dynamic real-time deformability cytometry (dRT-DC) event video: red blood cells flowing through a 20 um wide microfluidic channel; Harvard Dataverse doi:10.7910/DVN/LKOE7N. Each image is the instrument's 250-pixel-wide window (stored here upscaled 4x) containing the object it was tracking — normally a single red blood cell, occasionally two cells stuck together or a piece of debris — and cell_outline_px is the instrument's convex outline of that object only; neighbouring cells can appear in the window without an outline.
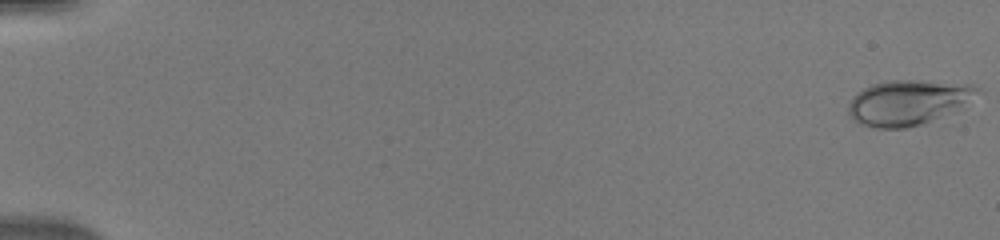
{"species": "human", "species_latin": "Homo sapiens", "temperature_condition": "warm", "stored_images_in_passage": 51, "camera_frame_rate_fps": 3000, "um_per_image_px": 0.085, "donor": {"sex": "male"}, "frame": {"image": 1, "passage_image": 1, "time_ms": 0.0, "image_size_px": [1000, 240], "cell_outline_px": [[980, 92], [964, 108], [956, 112], [924, 124], [908, 128], [876, 128], [860, 124], [852, 120], [848, 112], [848, 104], [852, 96], [856, 92], [872, 84], [888, 80], [920, 80], [972, 84], [980, 88]], "centroid_in_image_um": [77.23, 8.72], "position_along_channel_um": 7.8, "area_um2": 34.8}}
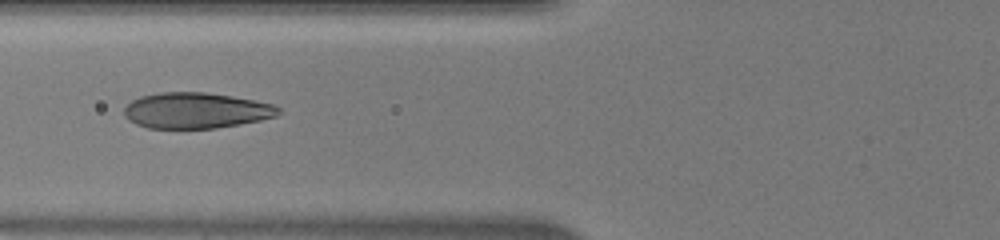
{"frame": {"image": 2, "passage_image": 22, "time_ms": 7.0, "image_size_px": [1000, 240], "cell_outline_px": [[280, 112], [276, 116], [260, 120], [240, 124], [216, 128], [148, 128], [136, 124], [128, 120], [124, 116], [124, 108], [132, 100], [140, 96], [160, 92], [204, 92], [232, 96], [256, 100], [276, 104], [280, 108]], "centroid_in_image_um": [16.67, 9.39], "position_along_channel_um": 109.1, "area_um2": 32.37}}
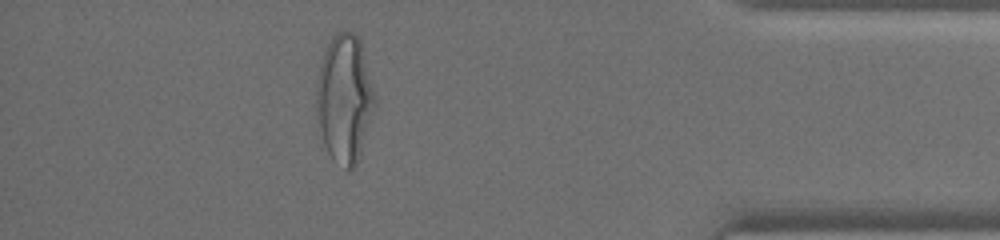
{"frame": {"image": 3, "passage_image": 46, "time_ms": 15.0, "image_size_px": [1000, 240], "cell_outline_px": [[376, 108], [356, 164], [348, 172], [332, 160], [316, 132], [316, 80], [320, 64], [324, 52], [332, 36], [336, 32], [356, 32], [360, 40], [364, 52], [376, 96]], "centroid_in_image_um": [29.26, 8.43], "position_along_channel_um": 405.9, "area_um2": 44.74}}